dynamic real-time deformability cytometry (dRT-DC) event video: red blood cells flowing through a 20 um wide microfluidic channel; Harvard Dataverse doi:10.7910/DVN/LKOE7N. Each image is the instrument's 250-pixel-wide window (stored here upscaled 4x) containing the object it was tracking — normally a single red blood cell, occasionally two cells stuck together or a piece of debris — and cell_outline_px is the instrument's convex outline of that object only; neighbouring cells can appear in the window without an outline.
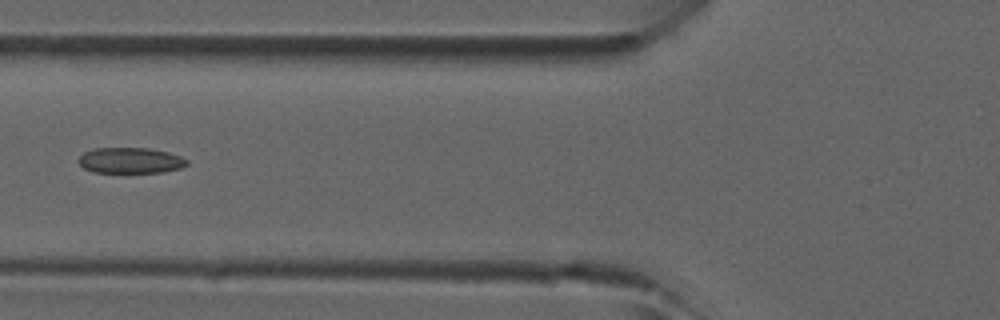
{"species": "common noctule bat (a hibernating species)", "species_latin": "Nyctalus noctula", "temperature_condition": "room temperature", "stored_images_in_passage": 5, "camera_frame_rate_fps": 3000, "um_per_image_px": 0.085, "animal": {"sex": "male", "forearm_length_mm": 52.5}, "frame": {"image": 1, "passage_image": 5, "time_ms": 1.333, "image_size_px": [1000, 320], "cell_outline_px": [[188, 164], [180, 168], [160, 172], [92, 172], [84, 168], [76, 160], [84, 152], [92, 148], [148, 148], [168, 152], [180, 156], [188, 160]], "centroid_in_image_um": [11.05, 13.63], "position_along_channel_um": 114.7, "area_um2": 16.24}}